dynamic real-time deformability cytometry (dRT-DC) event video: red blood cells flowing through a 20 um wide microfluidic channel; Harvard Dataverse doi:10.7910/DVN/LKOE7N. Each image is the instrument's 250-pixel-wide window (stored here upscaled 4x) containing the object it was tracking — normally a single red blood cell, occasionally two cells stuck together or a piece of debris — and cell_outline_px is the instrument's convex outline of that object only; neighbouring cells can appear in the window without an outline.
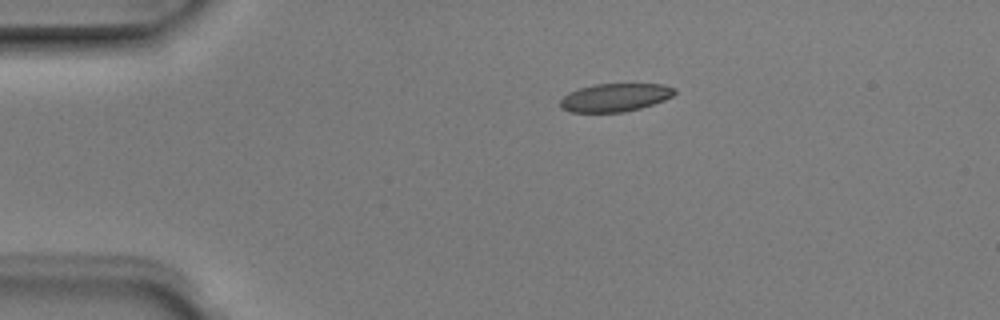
{"species": "Egyptian fruit bat (a non-hibernating species)", "species_latin": "Rousettus aegyptiacus", "temperature_condition": "room temperature", "stored_images_in_passage": 4, "camera_frame_rate_fps": 3000, "um_per_image_px": 0.085, "animal": {"sex": "male"}, "frame": {"image": 1, "passage_image": 1, "time_ms": 0.0, "image_size_px": [1000, 320], "cell_outline_px": [[676, 92], [672, 96], [664, 100], [640, 108], [624, 112], [568, 112], [560, 108], [560, 100], [564, 96], [580, 88], [596, 84], [664, 84], [676, 88]], "centroid_in_image_um": [52.29, 8.29], "position_along_channel_um": 32.7, "area_um2": 18.67}}
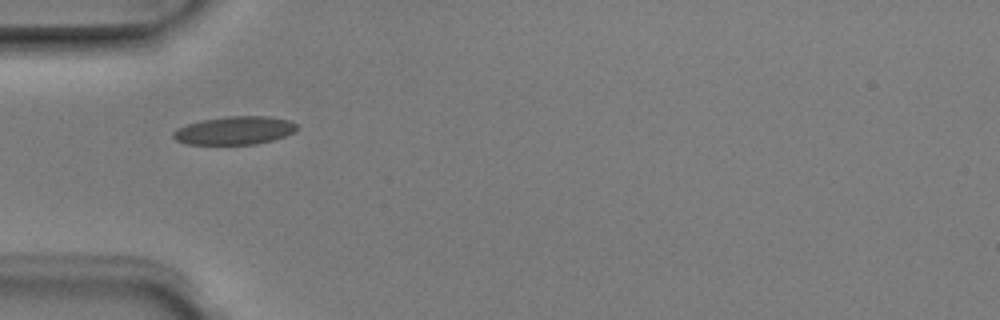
{"frame": {"image": 2, "passage_image": 3, "time_ms": 0.667, "image_size_px": [1000, 320], "cell_outline_px": [[300, 128], [296, 132], [272, 140], [256, 144], [188, 144], [176, 140], [172, 136], [172, 132], [176, 128], [200, 120], [228, 116], [268, 116], [288, 120], [296, 124]], "centroid_in_image_um": [19.95, 11.08], "position_along_channel_um": 65.1, "area_um2": 20.4}}
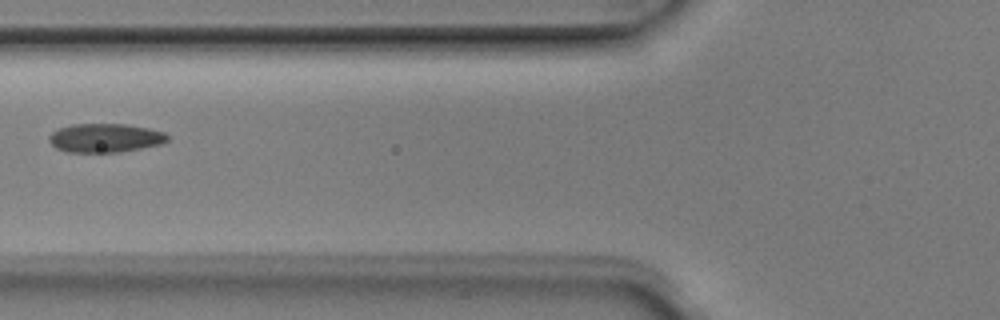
{"frame": {"image": 3, "passage_image": 4, "time_ms": 1.0, "image_size_px": [1000, 320], "cell_outline_px": [[168, 140], [164, 144], [120, 152], [68, 152], [56, 148], [48, 140], [48, 136], [56, 128], [72, 124], [124, 124], [148, 128], [164, 132], [168, 136]], "centroid_in_image_um": [8.93, 11.72], "position_along_channel_um": 116.9, "area_um2": 20.06}}